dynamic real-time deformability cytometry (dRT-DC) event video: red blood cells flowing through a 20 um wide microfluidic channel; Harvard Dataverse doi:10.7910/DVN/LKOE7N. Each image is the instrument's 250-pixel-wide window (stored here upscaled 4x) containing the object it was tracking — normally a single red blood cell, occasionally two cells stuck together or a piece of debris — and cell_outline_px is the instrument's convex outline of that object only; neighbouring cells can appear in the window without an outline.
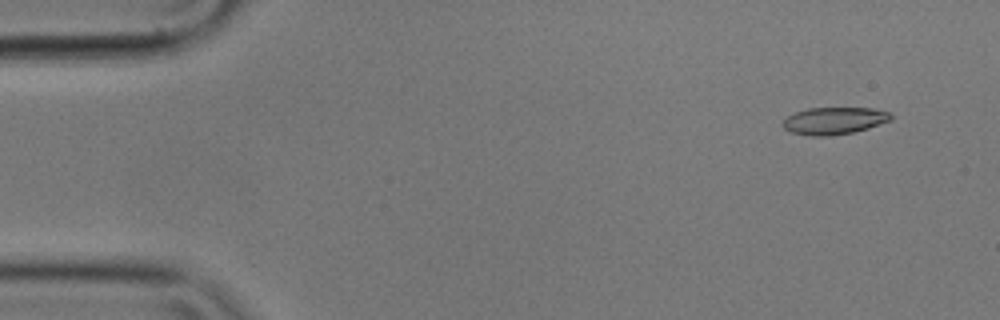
{"species": "common noctule bat (a hibernating species)", "species_latin": "Nyctalus noctula", "temperature_condition": "cold", "stored_images_in_passage": 14, "camera_frame_rate_fps": 3000, "um_per_image_px": 0.085, "animal": {"sex": "male", "body_mass_g": 17.9}, "frame": {"image": 1, "passage_image": 4, "time_ms": 1.0, "image_size_px": [1000, 320], "cell_outline_px": [[892, 120], [868, 128], [852, 132], [832, 136], [808, 136], [792, 132], [784, 128], [780, 124], [792, 112], [808, 108], [872, 108], [888, 112], [892, 116]], "centroid_in_image_um": [70.86, 10.26], "position_along_channel_um": 14.1, "area_um2": 17.22}}